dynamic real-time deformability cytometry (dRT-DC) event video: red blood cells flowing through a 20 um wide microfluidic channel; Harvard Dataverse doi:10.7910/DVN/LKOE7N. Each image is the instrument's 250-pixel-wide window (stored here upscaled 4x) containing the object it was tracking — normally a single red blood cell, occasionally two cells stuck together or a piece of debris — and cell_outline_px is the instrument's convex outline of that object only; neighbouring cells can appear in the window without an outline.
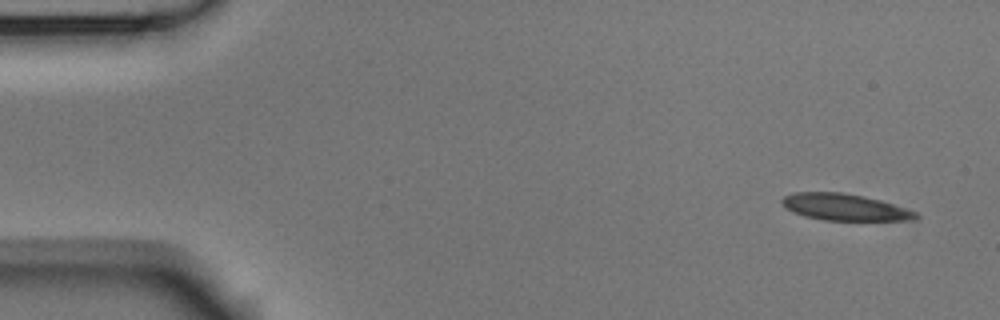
{"species": "Egyptian fruit bat (a non-hibernating species)", "species_latin": "Rousettus aegyptiacus", "temperature_condition": "room temperature", "stored_images_in_passage": 3, "camera_frame_rate_fps": 3000, "um_per_image_px": 0.085, "animal": {"sex": "male"}, "frame": {"image": 1, "passage_image": 1, "time_ms": 0.0, "image_size_px": [1000, 320], "cell_outline_px": [[920, 216], [912, 220], [824, 220], [804, 216], [792, 212], [780, 204], [780, 200], [784, 196], [796, 192], [840, 192], [864, 196], [880, 200], [916, 212]], "centroid_in_image_um": [71.74, 17.6], "position_along_channel_um": 13.3, "area_um2": 20.69}}